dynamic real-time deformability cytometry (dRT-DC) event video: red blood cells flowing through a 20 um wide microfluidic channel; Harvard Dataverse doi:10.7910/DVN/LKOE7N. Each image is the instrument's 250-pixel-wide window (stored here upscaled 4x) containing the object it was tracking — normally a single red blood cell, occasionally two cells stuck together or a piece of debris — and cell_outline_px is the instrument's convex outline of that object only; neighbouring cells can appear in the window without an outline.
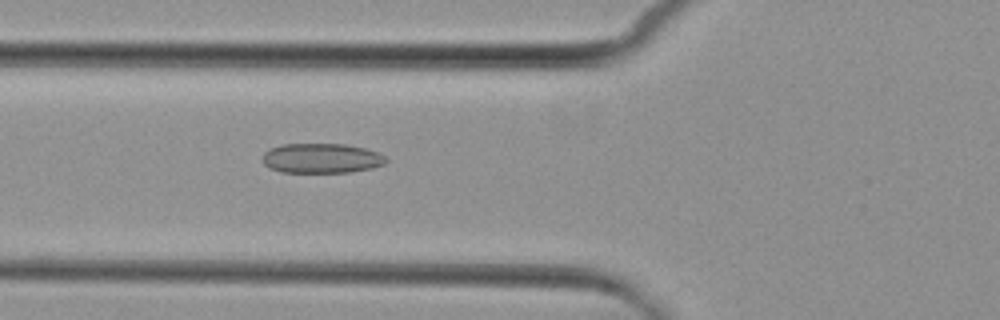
{"species": "common noctule bat (a hibernating species)", "species_latin": "Nyctalus noctula", "temperature_condition": "cold", "stored_images_in_passage": 3, "camera_frame_rate_fps": 3000, "um_per_image_px": 0.085, "animal": {"sex": "female", "body_mass_g": 29.2, "forearm_length_mm": 56.3}, "frame": {"image": 1, "passage_image": 3, "time_ms": 3.0, "image_size_px": [1000, 320], "cell_outline_px": [[388, 160], [384, 164], [372, 168], [348, 172], [280, 172], [268, 168], [264, 164], [264, 152], [268, 148], [280, 144], [344, 144], [364, 148], [376, 152], [384, 156]], "centroid_in_image_um": [27.29, 13.45], "position_along_channel_um": 98.5, "area_um2": 21.44}}